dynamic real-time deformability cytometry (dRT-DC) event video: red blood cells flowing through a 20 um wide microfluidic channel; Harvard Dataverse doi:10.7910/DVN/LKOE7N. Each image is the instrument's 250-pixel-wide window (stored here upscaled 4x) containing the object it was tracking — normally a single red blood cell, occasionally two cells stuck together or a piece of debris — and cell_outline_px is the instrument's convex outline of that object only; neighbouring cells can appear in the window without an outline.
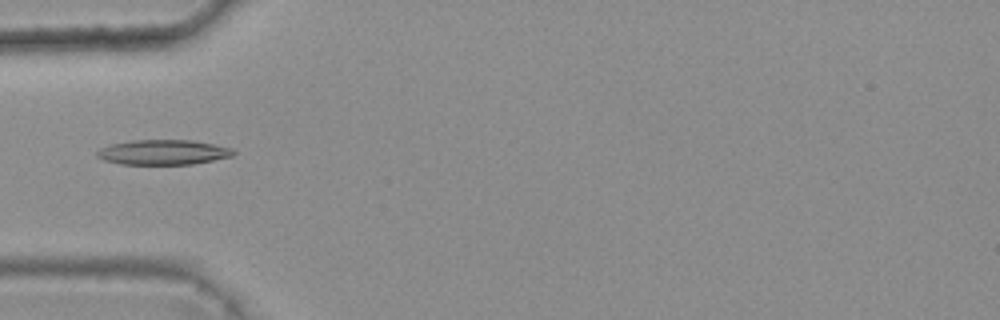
{"species": "common noctule bat (a hibernating species)", "species_latin": "Nyctalus noctula", "temperature_condition": "warm", "stored_images_in_passage": 4, "camera_frame_rate_fps": 3000, "um_per_image_px": 0.085, "animal": {"sex": "female", "body_mass_g": 25.1}, "frame": {"image": 1, "passage_image": 4, "time_ms": 1.0, "image_size_px": [1000, 320], "cell_outline_px": [[236, 152], [232, 156], [192, 164], [120, 164], [104, 160], [96, 156], [96, 152], [100, 148], [108, 144], [132, 140], [192, 140], [232, 148]], "centroid_in_image_um": [13.83, 12.93], "position_along_channel_um": 71.2, "area_um2": 19.83}}